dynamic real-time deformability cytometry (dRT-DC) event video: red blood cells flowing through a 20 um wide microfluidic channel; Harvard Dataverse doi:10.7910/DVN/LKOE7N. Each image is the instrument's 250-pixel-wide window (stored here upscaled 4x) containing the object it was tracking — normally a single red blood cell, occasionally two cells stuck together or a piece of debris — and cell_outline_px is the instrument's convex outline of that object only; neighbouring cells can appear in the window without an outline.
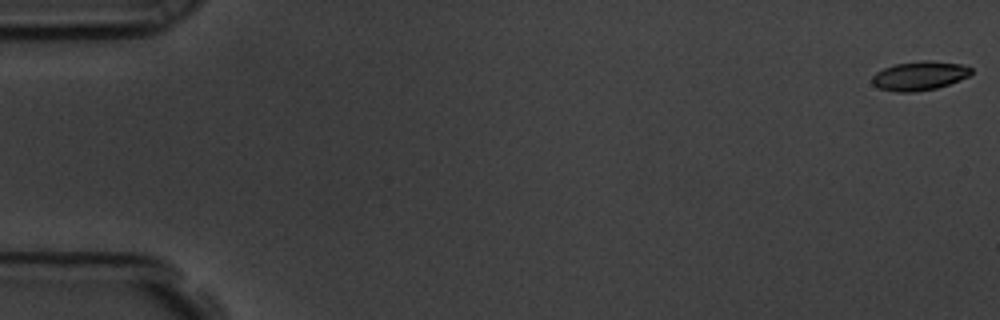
{"species": "common noctule bat (a hibernating species)", "species_latin": "Nyctalus noctula", "temperature_condition": "room temperature", "stored_images_in_passage": 17, "camera_frame_rate_fps": 3000, "um_per_image_px": 0.085, "animal": {"sex": "male", "body_mass_g": 19.5, "forearm_length_mm": 54.6}, "frame": {"image": 1, "passage_image": 1, "time_ms": 0.0, "image_size_px": [1000, 320], "cell_outline_px": [[972, 72], [968, 76], [960, 80], [936, 88], [912, 92], [896, 92], [880, 88], [872, 84], [872, 76], [876, 72], [884, 68], [896, 64], [924, 60], [932, 60], [960, 64], [972, 68]], "centroid_in_image_um": [78.15, 6.44], "position_along_channel_um": 6.8, "area_um2": 16.65}}
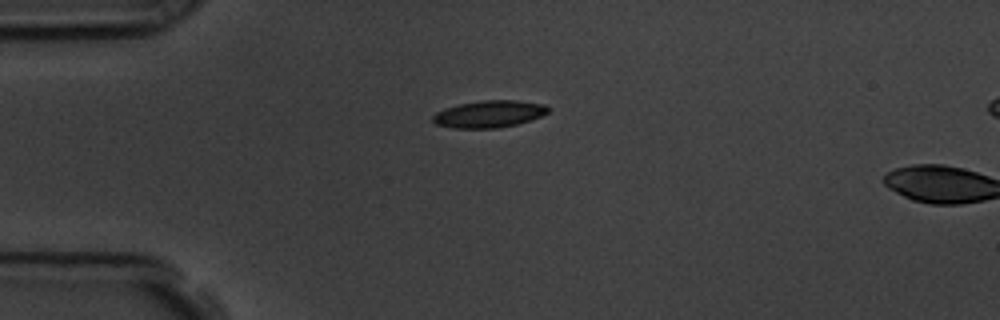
{"frame": {"image": 2, "passage_image": 15, "time_ms": 4.667, "image_size_px": [1000, 320], "cell_outline_px": [[548, 112], [540, 116], [516, 124], [496, 128], [452, 128], [436, 124], [432, 120], [432, 116], [436, 112], [444, 108], [460, 104], [484, 100], [516, 100], [544, 104], [548, 108]], "centroid_in_image_um": [41.53, 9.69], "position_along_channel_um": 43.5, "area_um2": 17.98}}